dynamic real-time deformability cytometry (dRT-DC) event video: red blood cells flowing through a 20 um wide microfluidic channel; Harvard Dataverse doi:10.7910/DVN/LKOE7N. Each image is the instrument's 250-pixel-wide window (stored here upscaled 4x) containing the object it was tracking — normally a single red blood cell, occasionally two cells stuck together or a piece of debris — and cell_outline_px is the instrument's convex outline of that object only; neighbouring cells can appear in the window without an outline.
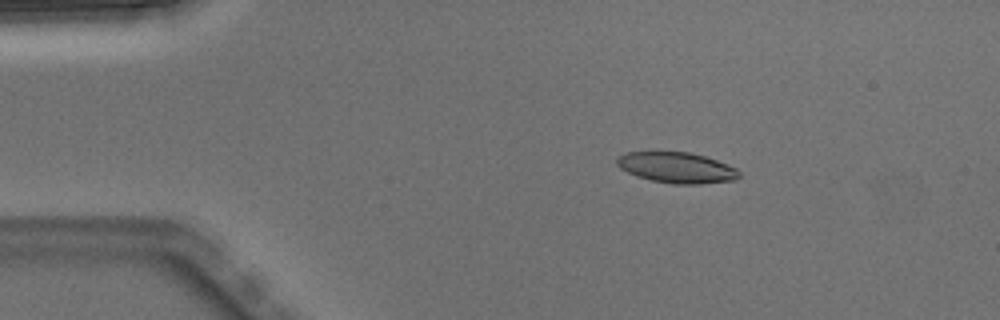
{"species": "Egyptian fruit bat (a non-hibernating species)", "species_latin": "Rousettus aegyptiacus", "temperature_condition": "warm", "stored_images_in_passage": 5, "camera_frame_rate_fps": 3000, "um_per_image_px": 0.085, "animal": {"sex": "male"}, "frame": {"image": 1, "passage_image": 3, "time_ms": 0.667, "image_size_px": [1000, 320], "cell_outline_px": [[740, 176], [736, 180], [700, 184], [672, 184], [652, 180], [636, 176], [620, 168], [616, 164], [616, 160], [620, 156], [628, 152], [688, 152], [704, 156], [728, 164], [736, 168], [740, 172]], "centroid_in_image_um": [57.55, 14.26], "position_along_channel_um": 27.5, "area_um2": 21.85}}
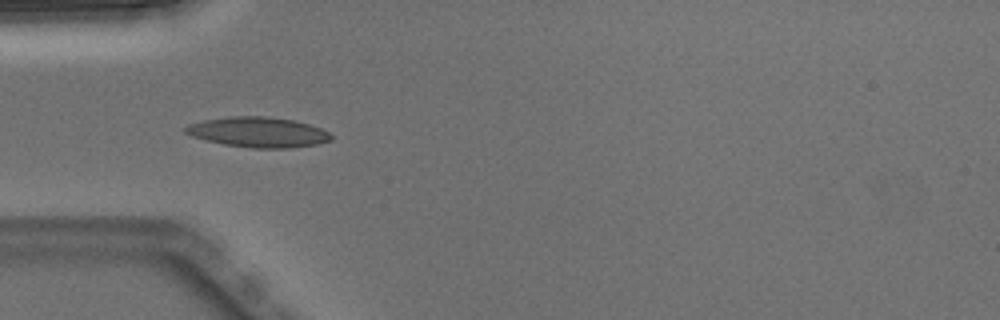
{"frame": {"image": 2, "passage_image": 5, "time_ms": 1.333, "image_size_px": [1000, 320], "cell_outline_px": [[332, 140], [316, 144], [288, 148], [252, 148], [224, 144], [192, 136], [184, 132], [184, 128], [188, 124], [204, 120], [228, 116], [264, 116], [296, 120], [320, 128], [328, 132], [332, 136]], "centroid_in_image_um": [21.94, 11.22], "position_along_channel_um": 63.1, "area_um2": 25.55}}